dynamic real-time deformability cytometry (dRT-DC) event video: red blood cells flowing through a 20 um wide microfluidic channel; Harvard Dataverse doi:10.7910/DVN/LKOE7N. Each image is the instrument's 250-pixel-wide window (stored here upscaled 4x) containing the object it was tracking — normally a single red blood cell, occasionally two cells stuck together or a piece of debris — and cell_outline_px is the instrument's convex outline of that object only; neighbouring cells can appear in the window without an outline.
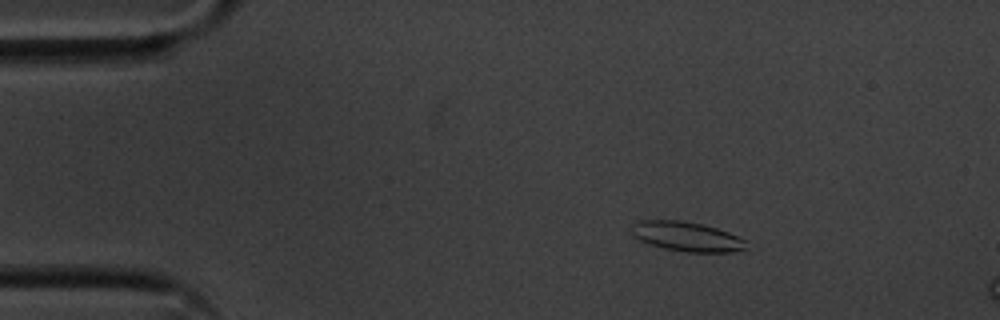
{"species": "common noctule bat (a hibernating species)", "species_latin": "Nyctalus noctula", "temperature_condition": "cold", "stored_images_in_passage": 15, "camera_frame_rate_fps": 3000, "um_per_image_px": 0.085, "animal": {"sex": "male", "body_mass_g": 20.1, "forearm_length_mm": 53.5}, "frame": {"image": 1, "passage_image": 9, "time_ms": 2.667, "image_size_px": [1000, 320], "cell_outline_px": [[748, 240], [744, 248], [732, 252], [684, 252], [664, 248], [648, 244], [632, 236], [632, 224], [640, 220], [684, 220], [716, 228], [728, 232]], "centroid_in_image_um": [58.35, 20.1], "position_along_channel_um": 26.7, "area_um2": 19.83}}